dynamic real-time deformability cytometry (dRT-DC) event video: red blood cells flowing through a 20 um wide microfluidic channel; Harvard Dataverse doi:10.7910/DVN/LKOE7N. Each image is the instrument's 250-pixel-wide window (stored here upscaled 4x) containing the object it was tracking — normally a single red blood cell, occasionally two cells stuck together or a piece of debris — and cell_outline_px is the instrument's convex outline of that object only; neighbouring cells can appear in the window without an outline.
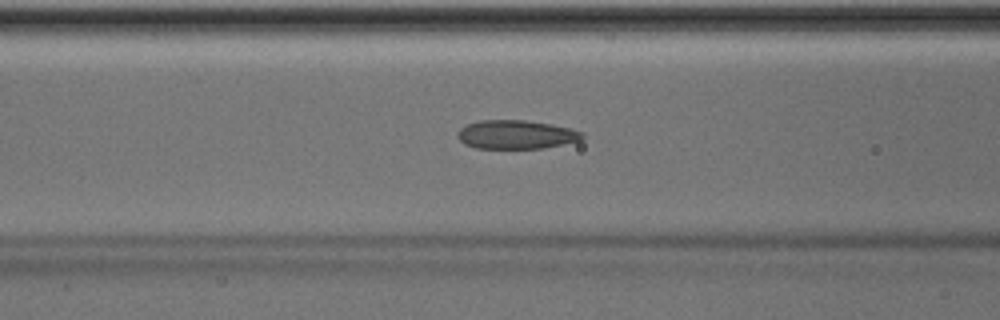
{"species": "Egyptian fruit bat (a non-hibernating species)", "species_latin": "Rousettus aegyptiacus", "temperature_condition": "room temperature", "stored_images_in_passage": 35, "camera_frame_rate_fps": 3000, "um_per_image_px": 0.085, "animal": {"sex": "male"}, "frame": {"image": 1, "passage_image": 5, "time_ms": 1.333, "image_size_px": [1000, 320], "cell_outline_px": [[584, 136], [580, 140], [544, 148], [476, 148], [464, 144], [456, 136], [460, 128], [468, 124], [480, 120], [524, 120], [552, 124], [584, 132]], "centroid_in_image_um": [43.86, 11.43], "position_along_channel_um": 122.7, "area_um2": 20.81}}
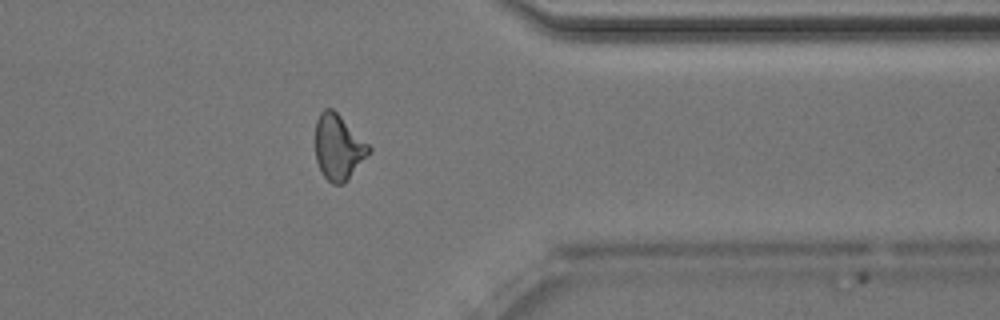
{"frame": {"image": 2, "passage_image": 25, "time_ms": 8.0, "image_size_px": [1000, 320], "cell_outline_px": [[372, 152], [344, 184], [332, 184], [324, 176], [316, 160], [316, 120], [320, 112], [324, 108], [332, 108], [372, 148]], "centroid_in_image_um": [28.78, 12.53], "position_along_channel_um": 382.6, "area_um2": 20.29}}
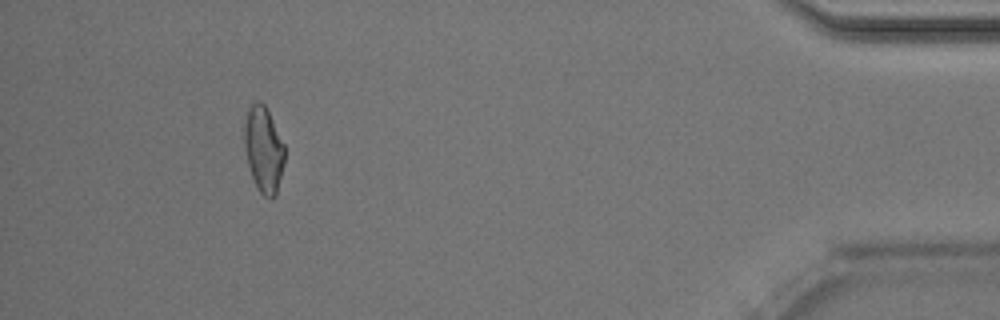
{"frame": {"image": 3, "passage_image": 31, "time_ms": 10.0, "image_size_px": [1000, 320], "cell_outline_px": [[284, 160], [276, 196], [272, 200], [268, 200], [260, 192], [252, 176], [248, 164], [244, 148], [244, 124], [248, 108], [256, 100], [260, 100], [264, 104], [284, 144]], "centroid_in_image_um": [22.39, 12.71], "position_along_channel_um": 412.8, "area_um2": 20.06}, "authors_computed_cell_mechanics": {"area_um2": 20.519, "velocity_mm_per_s": 4.0473, "shape_relaxation_time_tau1_ms": 6.4704, "shape_relaxation_time_tau2_ms": 2.1845, "deformation_change_tau1": 0.1721, "deformation_change_tau2": 0.0895}}